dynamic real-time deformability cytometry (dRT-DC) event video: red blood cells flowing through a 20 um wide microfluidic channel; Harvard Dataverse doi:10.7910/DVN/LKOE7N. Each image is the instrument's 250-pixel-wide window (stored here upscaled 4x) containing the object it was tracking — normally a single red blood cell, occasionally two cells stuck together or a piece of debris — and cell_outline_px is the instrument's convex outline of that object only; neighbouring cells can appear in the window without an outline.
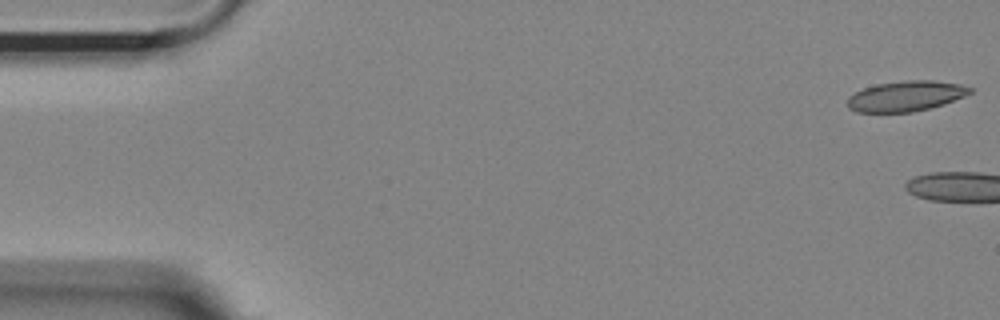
{"species": "Egyptian fruit bat (a non-hibernating species)", "species_latin": "Rousettus aegyptiacus", "temperature_condition": "room temperature", "stored_images_in_passage": 3, "camera_frame_rate_fps": 3000, "um_per_image_px": 0.085, "animal": {"sex": "female"}, "frame": {"image": 1, "passage_image": 1, "time_ms": 0.0, "image_size_px": [1000, 320], "cell_outline_px": [[972, 92], [964, 96], [944, 104], [912, 112], [856, 112], [848, 108], [848, 96], [864, 88], [876, 84], [904, 80], [932, 80], [960, 84], [972, 88]], "centroid_in_image_um": [76.99, 8.16], "position_along_channel_um": 8.0, "area_um2": 21.62}}